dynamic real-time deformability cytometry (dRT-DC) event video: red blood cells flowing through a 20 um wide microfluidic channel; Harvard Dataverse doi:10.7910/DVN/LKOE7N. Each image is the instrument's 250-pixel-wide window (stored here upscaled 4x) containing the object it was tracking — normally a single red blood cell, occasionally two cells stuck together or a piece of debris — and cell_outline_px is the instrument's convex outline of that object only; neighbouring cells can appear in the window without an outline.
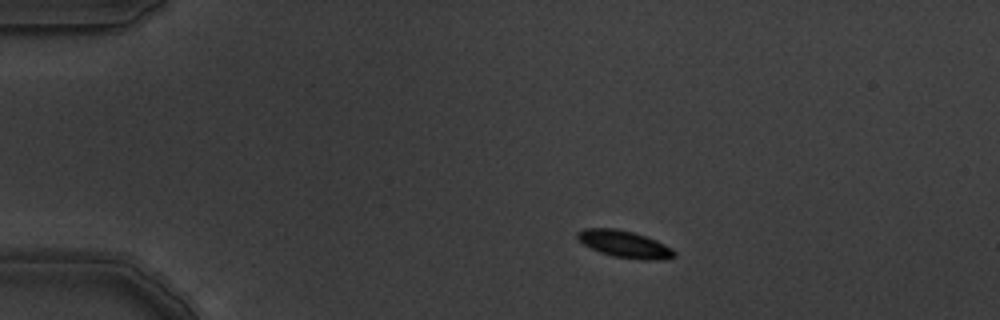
{"species": "common noctule bat (a hibernating species)", "species_latin": "Nyctalus noctula", "temperature_condition": "warm", "stored_images_in_passage": 3, "camera_frame_rate_fps": 3000, "um_per_image_px": 0.085, "animal": {"sex": "male", "body_mass_g": 19.5, "forearm_length_mm": 54.6}, "frame": {"image": 1, "passage_image": 1, "time_ms": 0.0, "image_size_px": [1000, 320], "cell_outline_px": [[676, 256], [660, 260], [644, 260], [612, 256], [600, 252], [584, 244], [576, 236], [576, 232], [584, 228], [616, 228], [632, 232], [656, 240], [672, 248], [676, 252]], "centroid_in_image_um": [53.09, 20.75], "position_along_channel_um": 31.9, "area_um2": 15.14}}